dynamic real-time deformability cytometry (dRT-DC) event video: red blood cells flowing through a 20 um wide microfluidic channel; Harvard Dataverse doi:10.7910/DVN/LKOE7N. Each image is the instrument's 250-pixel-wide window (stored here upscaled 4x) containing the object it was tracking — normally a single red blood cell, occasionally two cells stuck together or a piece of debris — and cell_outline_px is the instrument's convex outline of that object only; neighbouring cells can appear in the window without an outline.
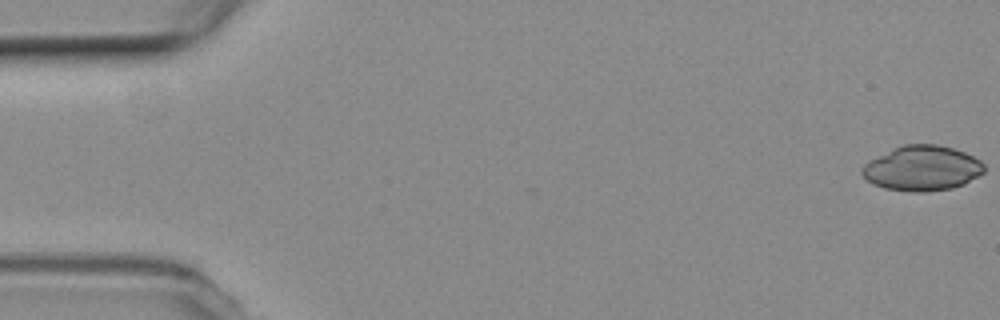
{"species": "common noctule bat (a hibernating species)", "species_latin": "Nyctalus noctula", "temperature_condition": "room temperature", "stored_images_in_passage": 54, "camera_frame_rate_fps": 3000, "um_per_image_px": 0.085, "animal": {"sex": "female", "body_mass_g": 19.3, "forearm_length_mm": 54.1}, "frame": {"image": 1, "passage_image": 1, "time_ms": 0.0, "image_size_px": [1000, 320], "cell_outline_px": [[984, 172], [964, 184], [952, 188], [928, 192], [912, 192], [884, 188], [872, 184], [860, 172], [864, 164], [868, 160], [904, 144], [936, 144], [952, 148], [964, 152], [980, 160], [984, 164]], "centroid_in_image_um": [78.37, 14.31], "position_along_channel_um": 6.6, "area_um2": 32.02}}